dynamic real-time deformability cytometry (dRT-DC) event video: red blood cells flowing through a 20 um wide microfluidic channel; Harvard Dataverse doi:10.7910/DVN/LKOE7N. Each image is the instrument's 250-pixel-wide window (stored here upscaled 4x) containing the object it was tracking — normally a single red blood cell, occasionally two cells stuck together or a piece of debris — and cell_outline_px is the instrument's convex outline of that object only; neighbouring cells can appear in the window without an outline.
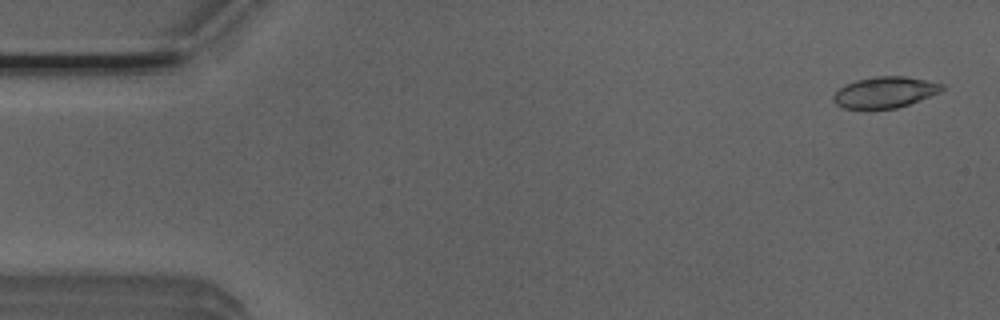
{"species": "Egyptian fruit bat (a non-hibernating species)", "species_latin": "Rousettus aegyptiacus", "temperature_condition": "room temperature", "stored_images_in_passage": 52, "camera_frame_rate_fps": 3000, "um_per_image_px": 0.085, "animal": {"sex": "male"}, "frame": {"image": 1, "passage_image": 2, "time_ms": 0.333, "image_size_px": [1000, 320], "cell_outline_px": [[944, 88], [940, 92], [920, 100], [896, 108], [868, 112], [864, 112], [844, 108], [836, 104], [832, 100], [832, 96], [840, 88], [856, 80], [876, 76], [904, 76], [944, 84]], "centroid_in_image_um": [75.16, 7.9], "position_along_channel_um": 9.8, "area_um2": 20.17}}
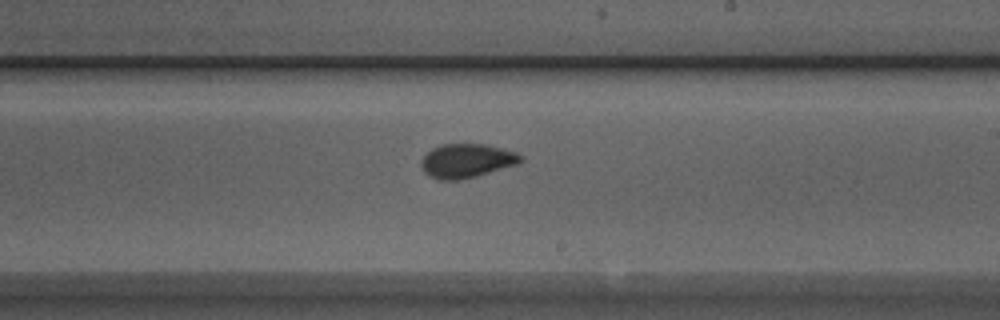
{"frame": {"image": 2, "passage_image": 30, "time_ms": 9.667, "image_size_px": [1000, 320], "cell_outline_px": [[524, 160], [520, 164], [476, 176], [456, 180], [440, 180], [428, 176], [424, 172], [420, 164], [420, 160], [432, 148], [440, 144], [484, 144], [516, 152], [524, 156]], "centroid_in_image_um": [39.68, 13.67], "position_along_channel_um": 249.3, "area_um2": 19.88}}
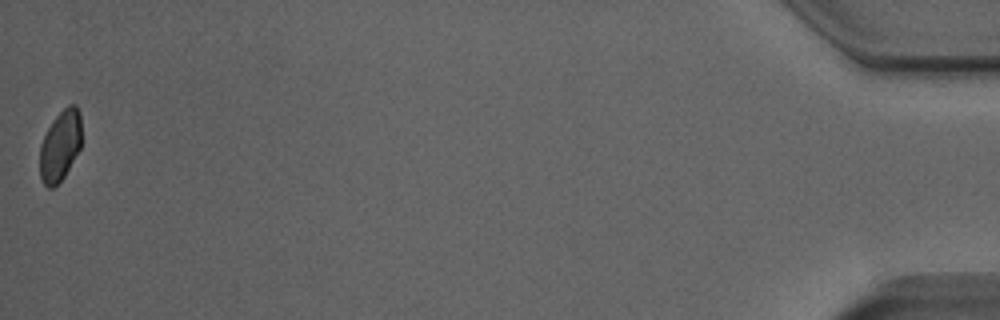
{"frame": {"image": 3, "passage_image": 52, "time_ms": 17.0, "image_size_px": [1000, 320], "cell_outline_px": [[80, 148], [64, 176], [52, 188], [48, 188], [44, 184], [40, 176], [40, 144], [52, 120], [68, 104], [76, 104], [80, 112]], "centroid_in_image_um": [5.11, 12.36], "position_along_channel_um": 430.1, "area_um2": 16.99}, "authors_computed_cell_mechanics": {"area_um2": 19.363, "velocity_mm_per_s": 3.8878, "shape_relaxation_time_tau1_ms": 4.3482, "shape_relaxation_time_tau2_ms": null, "deformation_change_tau1": 0.1102, "deformation_change_tau2": null}}